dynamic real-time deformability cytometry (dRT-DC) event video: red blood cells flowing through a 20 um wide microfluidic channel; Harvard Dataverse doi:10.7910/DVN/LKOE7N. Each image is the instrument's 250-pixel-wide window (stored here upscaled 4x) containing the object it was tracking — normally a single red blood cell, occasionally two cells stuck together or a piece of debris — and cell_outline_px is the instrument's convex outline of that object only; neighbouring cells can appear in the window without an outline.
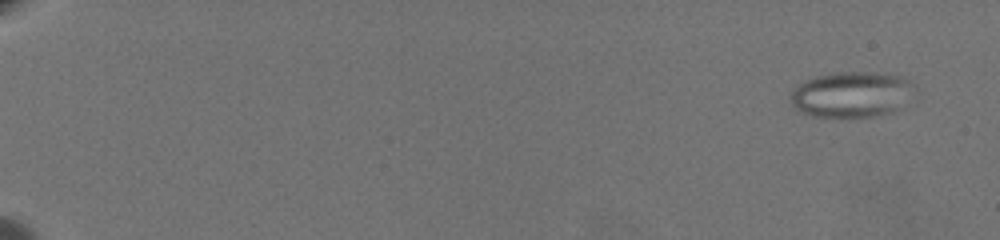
{"species": "common noctule bat (a hibernating species)", "species_latin": "Nyctalus noctula", "temperature_condition": "warm", "stored_images_in_passage": 16, "camera_frame_rate_fps": 3000, "um_per_image_px": 0.085, "animal": {"sex": "female", "body_mass_g": 19.5, "forearm_length_mm": 54.1}, "frame": {"image": 1, "passage_image": 1, "time_ms": 0.0, "image_size_px": [1000, 240], "cell_outline_px": [[916, 88], [892, 112], [872, 116], [812, 116], [800, 112], [792, 104], [788, 96], [796, 84], [816, 76], [836, 72], [864, 72], [900, 76], [916, 84]], "centroid_in_image_um": [72.3, 8.01], "position_along_channel_um": 12.7, "area_um2": 32.6}}